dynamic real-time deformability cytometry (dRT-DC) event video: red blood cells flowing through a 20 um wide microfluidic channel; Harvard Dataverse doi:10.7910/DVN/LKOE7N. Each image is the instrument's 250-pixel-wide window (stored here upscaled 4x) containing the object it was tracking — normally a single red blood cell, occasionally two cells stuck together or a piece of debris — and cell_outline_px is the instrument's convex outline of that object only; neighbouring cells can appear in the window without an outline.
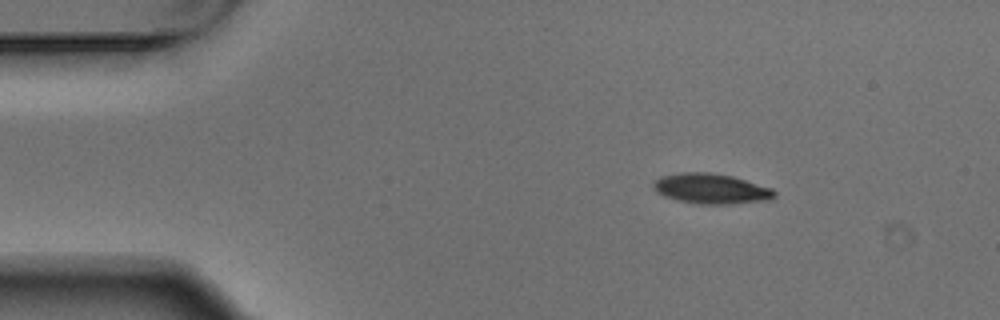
{"species": "Egyptian fruit bat (a non-hibernating species)", "species_latin": "Rousettus aegyptiacus", "temperature_condition": "warm", "stored_images_in_passage": 4, "camera_frame_rate_fps": 3000, "um_per_image_px": 0.085, "animal": {"sex": "male"}, "frame": {"image": 1, "passage_image": 2, "time_ms": 0.333, "image_size_px": [1000, 320], "cell_outline_px": [[776, 196], [772, 200], [732, 204], [700, 204], [680, 200], [664, 196], [656, 192], [652, 188], [652, 184], [660, 176], [680, 172], [712, 172], [732, 176], [772, 188], [776, 192]], "centroid_in_image_um": [60.46, 16.03], "position_along_channel_um": 24.5, "area_um2": 21.5}}